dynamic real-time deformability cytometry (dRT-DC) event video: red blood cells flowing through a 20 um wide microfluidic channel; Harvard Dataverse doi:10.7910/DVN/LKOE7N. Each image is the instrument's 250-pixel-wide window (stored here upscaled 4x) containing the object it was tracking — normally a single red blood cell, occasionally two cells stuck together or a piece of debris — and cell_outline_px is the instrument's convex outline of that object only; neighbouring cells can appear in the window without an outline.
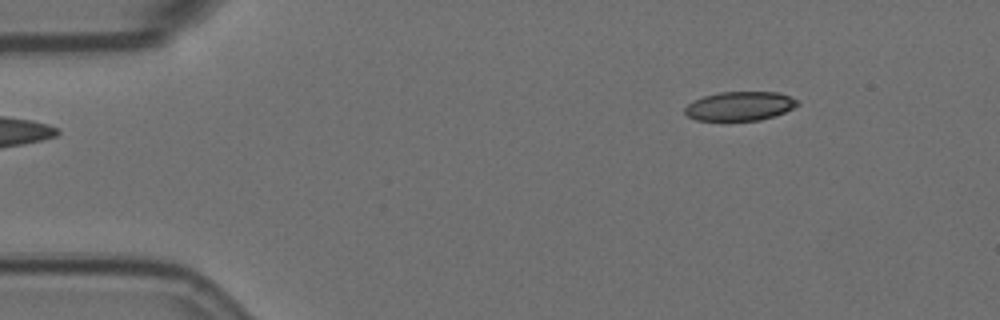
{"species": "Egyptian fruit bat (a non-hibernating species)", "species_latin": "Rousettus aegyptiacus", "temperature_condition": "room temperature", "stored_images_in_passage": 4, "camera_frame_rate_fps": 3000, "um_per_image_px": 0.085, "animal": {"sex": "female"}, "frame": {"image": 1, "passage_image": 1, "time_ms": 0.0, "image_size_px": [1000, 320], "cell_outline_px": [[800, 104], [784, 112], [760, 120], [696, 120], [688, 116], [684, 112], [684, 108], [688, 104], [704, 96], [720, 92], [776, 92], [800, 100]], "centroid_in_image_um": [62.89, 9.01], "position_along_channel_um": 22.1, "area_um2": 18.84}}